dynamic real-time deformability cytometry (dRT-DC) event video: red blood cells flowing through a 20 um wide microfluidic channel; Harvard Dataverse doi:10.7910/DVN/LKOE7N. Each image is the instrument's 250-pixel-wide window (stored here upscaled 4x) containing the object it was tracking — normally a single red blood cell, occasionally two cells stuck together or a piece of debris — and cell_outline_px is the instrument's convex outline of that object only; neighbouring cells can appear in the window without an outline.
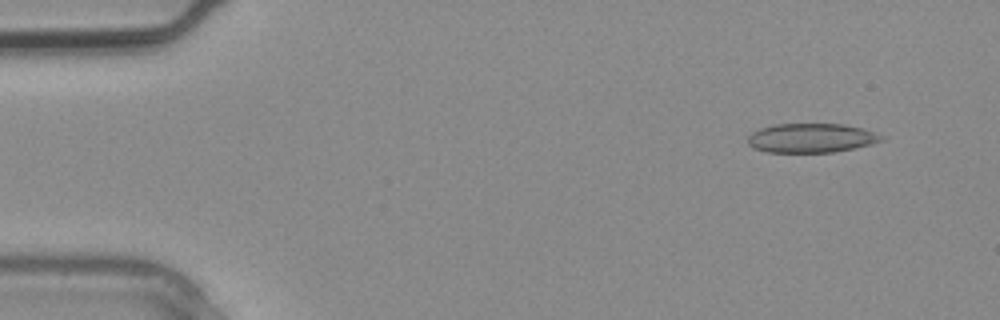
{"species": "common noctule bat (a hibernating species)", "species_latin": "Nyctalus noctula", "temperature_condition": "warm", "stored_images_in_passage": 4, "segment_of_instrument_passage": [1, 2], "camera_frame_rate_fps": 3000, "um_per_image_px": 0.085, "animal": {"sex": "male", "body_mass_g": 20.4}, "frame": {"image": 1, "passage_image": 1, "time_ms": 0.0, "image_size_px": [1000, 320], "cell_outline_px": [[888, 136], [884, 140], [872, 144], [832, 152], [768, 152], [756, 148], [748, 144], [748, 136], [752, 132], [760, 128], [772, 124], [844, 124], [860, 128]], "centroid_in_image_um": [68.98, 11.72], "position_along_channel_um": 16.0, "area_um2": 22.72}}
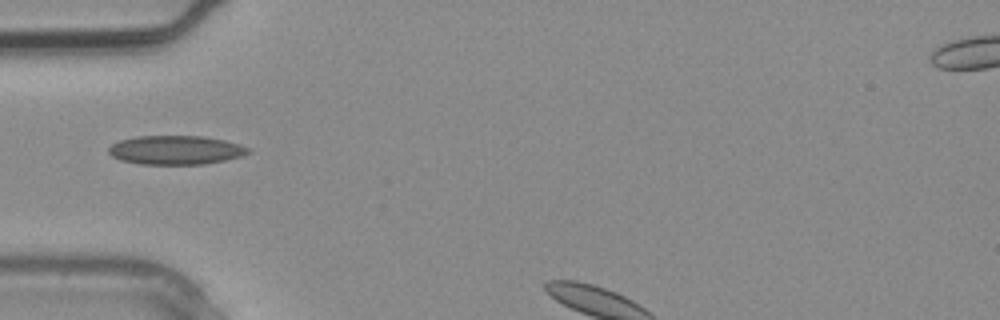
{"frame": {"image": 2, "passage_image": 3, "time_ms": 0.667, "image_size_px": [1000, 320], "cell_outline_px": [[252, 152], [240, 156], [224, 160], [204, 164], [140, 164], [120, 160], [112, 156], [108, 152], [108, 148], [112, 144], [120, 140], [136, 136], [204, 136], [224, 140], [240, 144], [252, 148]], "centroid_in_image_um": [14.95, 12.75], "position_along_channel_um": 70.0, "area_um2": 23.64}}